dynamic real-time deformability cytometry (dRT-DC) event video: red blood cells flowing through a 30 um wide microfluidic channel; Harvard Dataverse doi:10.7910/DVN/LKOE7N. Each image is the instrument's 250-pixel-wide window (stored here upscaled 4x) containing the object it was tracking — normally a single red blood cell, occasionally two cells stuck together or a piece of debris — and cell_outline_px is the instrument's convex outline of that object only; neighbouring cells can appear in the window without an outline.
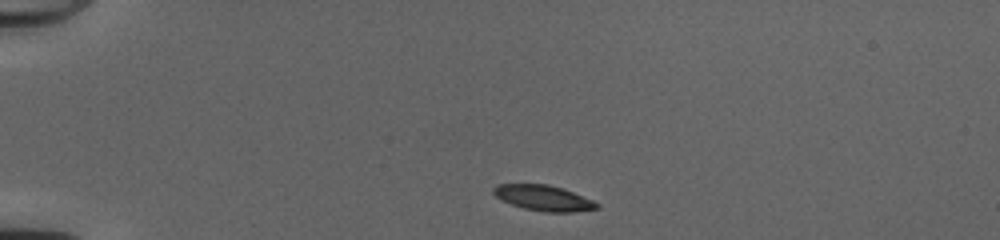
{"species": "common noctule bat (a hibernating species)", "species_latin": "Nyctalus noctula", "temperature_condition": "cold", "stored_images_in_passage": 41, "camera_frame_rate_fps": 3000, "um_per_image_px": 0.085, "animal": {"sex": "female", "body_mass_g": 20.0, "forearm_length_mm": 54.0}, "frame": {"image": 1, "passage_image": 1, "time_ms": 0.0, "image_size_px": [1000, 240], "cell_outline_px": [[600, 208], [572, 212], [544, 212], [524, 208], [500, 200], [492, 192], [492, 188], [496, 184], [548, 184], [572, 192], [592, 200], [600, 204]], "centroid_in_image_um": [46.17, 16.83], "position_along_channel_um": 38.8, "area_um2": 15.32}}
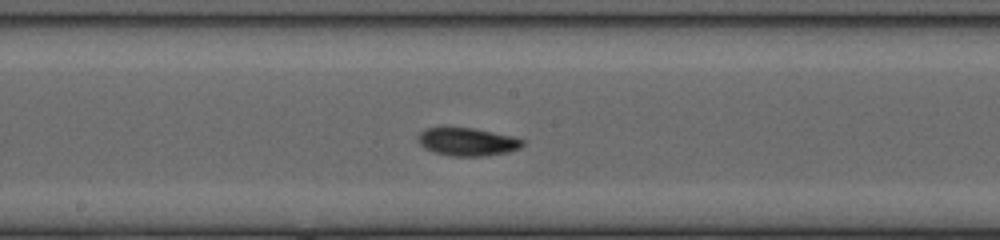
{"frame": {"image": 2, "passage_image": 18, "time_ms": 5.667, "image_size_px": [1000, 240], "cell_outline_px": [[524, 144], [520, 148], [508, 152], [484, 156], [452, 156], [436, 152], [424, 148], [416, 140], [416, 136], [424, 128], [472, 128], [512, 136], [524, 140]], "centroid_in_image_um": [39.7, 12.05], "position_along_channel_um": 208.5, "area_um2": 16.99}}
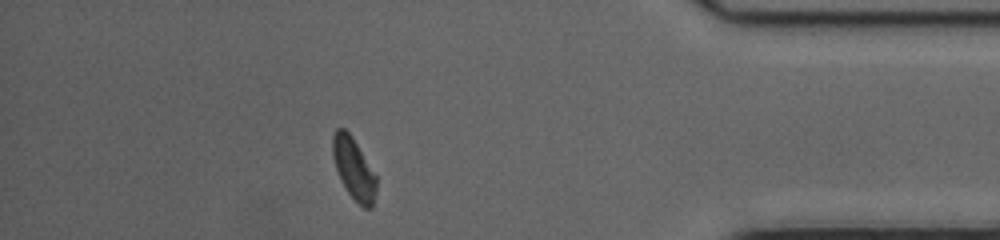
{"frame": {"image": 3, "passage_image": 35, "time_ms": 11.333, "image_size_px": [1000, 240], "cell_outline_px": [[376, 192], [372, 208], [364, 208], [348, 192], [336, 168], [332, 156], [332, 136], [336, 128], [344, 128], [352, 136], [376, 176]], "centroid_in_image_um": [30.06, 14.3], "position_along_channel_um": 405.1, "area_um2": 15.32}, "authors_computed_cell_mechanics": {"area_um2": 16.4152, "velocity_mm_per_s": 4.0305, "shape_relaxation_time_tau1_ms": 3.1994, "shape_relaxation_time_tau2_ms": 2.6521, "deformation_change_tau1": 0.1294, "deformation_change_tau2": 0.063}}